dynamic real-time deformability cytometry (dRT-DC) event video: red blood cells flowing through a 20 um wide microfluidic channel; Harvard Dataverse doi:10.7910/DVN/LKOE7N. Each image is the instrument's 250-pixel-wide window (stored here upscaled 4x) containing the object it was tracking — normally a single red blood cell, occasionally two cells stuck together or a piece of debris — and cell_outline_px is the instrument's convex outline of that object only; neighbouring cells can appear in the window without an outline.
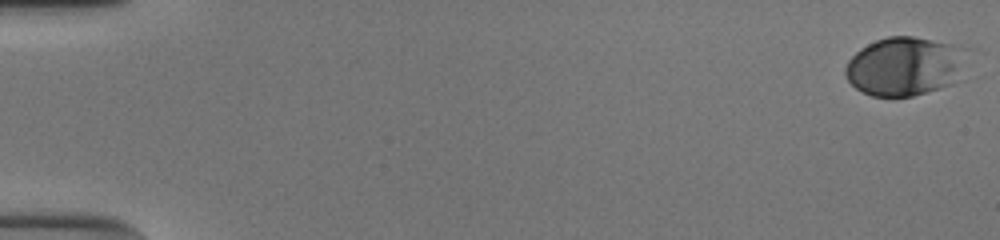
{"species": "human", "species_latin": "Homo sapiens", "temperature_condition": "cold", "stored_images_in_passage": 54, "camera_frame_rate_fps": 3000, "um_per_image_px": 0.085, "donor": {"sex": "male"}, "frame": {"image": 1, "passage_image": 1, "time_ms": 0.0, "image_size_px": [1000, 240], "cell_outline_px": [[964, 80], [940, 88], [912, 96], [872, 96], [856, 88], [848, 80], [844, 72], [844, 68], [848, 60], [860, 48], [876, 40], [888, 36], [912, 36], [948, 44], [956, 48]], "centroid_in_image_um": [76.79, 5.67], "position_along_channel_um": 8.2, "area_um2": 40.69}}
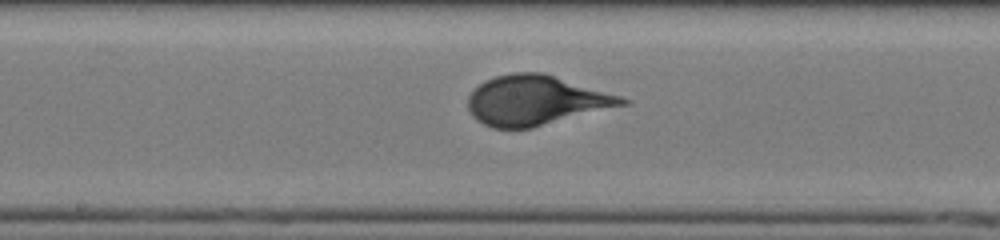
{"frame": {"image": 2, "passage_image": 30, "time_ms": 9.667, "image_size_px": [1000, 240], "cell_outline_px": [[632, 100], [628, 104], [532, 128], [492, 128], [484, 124], [468, 108], [468, 96], [484, 80], [496, 76], [512, 72], [540, 72], [620, 96]], "centroid_in_image_um": [45.55, 8.53], "position_along_channel_um": 202.6, "area_um2": 43.99}}
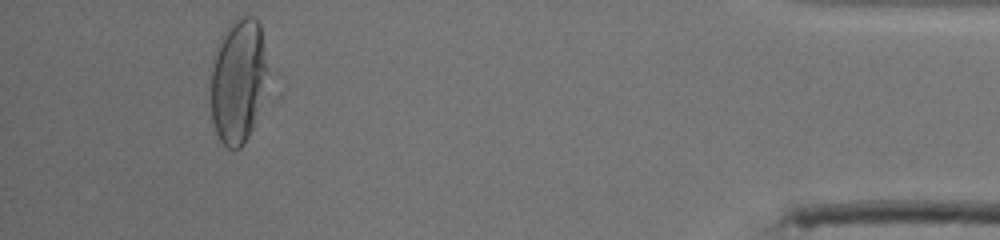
{"frame": {"image": 3, "passage_image": 51, "time_ms": 16.667, "image_size_px": [1000, 240], "cell_outline_px": [[268, 72], [252, 128], [244, 144], [240, 148], [228, 148], [220, 140], [216, 132], [212, 120], [208, 96], [208, 88], [212, 64], [220, 36], [228, 24], [232, 20], [240, 16], [252, 16], [260, 24], [268, 68]], "centroid_in_image_um": [20.18, 6.84], "position_along_channel_um": 415.0, "area_um2": 41.79}}